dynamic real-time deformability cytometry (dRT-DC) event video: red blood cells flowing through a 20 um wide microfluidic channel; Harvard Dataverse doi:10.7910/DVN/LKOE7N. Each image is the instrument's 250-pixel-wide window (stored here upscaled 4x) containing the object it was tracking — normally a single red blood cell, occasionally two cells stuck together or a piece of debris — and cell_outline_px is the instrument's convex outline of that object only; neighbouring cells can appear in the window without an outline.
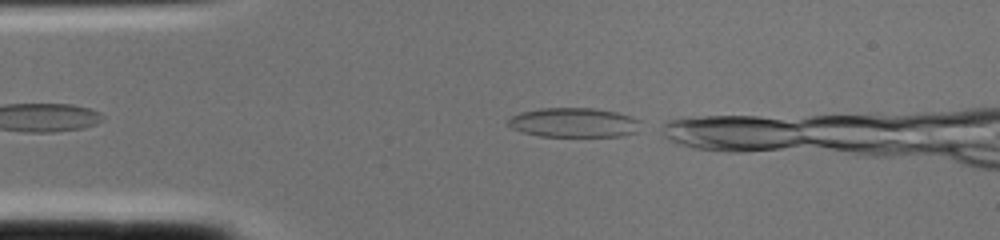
{"species": "common noctule bat (a hibernating species)", "species_latin": "Nyctalus noctula", "temperature_condition": "cold", "stored_images_in_passage": 2, "camera_frame_rate_fps": 3000, "um_per_image_px": 0.085, "animal": {"sex": "female", "body_mass_g": 22.0, "forearm_length_mm": 56.7}, "frame": {"image": 1, "passage_image": 1, "time_ms": 0.0, "image_size_px": [1000, 240], "cell_outline_px": [[648, 128], [640, 132], [620, 136], [540, 136], [524, 132], [512, 128], [504, 120], [520, 112], [540, 108], [592, 108], [616, 112], [632, 116], [640, 120]], "centroid_in_image_um": [48.89, 10.42], "position_along_channel_um": 36.1, "area_um2": 23.29}}